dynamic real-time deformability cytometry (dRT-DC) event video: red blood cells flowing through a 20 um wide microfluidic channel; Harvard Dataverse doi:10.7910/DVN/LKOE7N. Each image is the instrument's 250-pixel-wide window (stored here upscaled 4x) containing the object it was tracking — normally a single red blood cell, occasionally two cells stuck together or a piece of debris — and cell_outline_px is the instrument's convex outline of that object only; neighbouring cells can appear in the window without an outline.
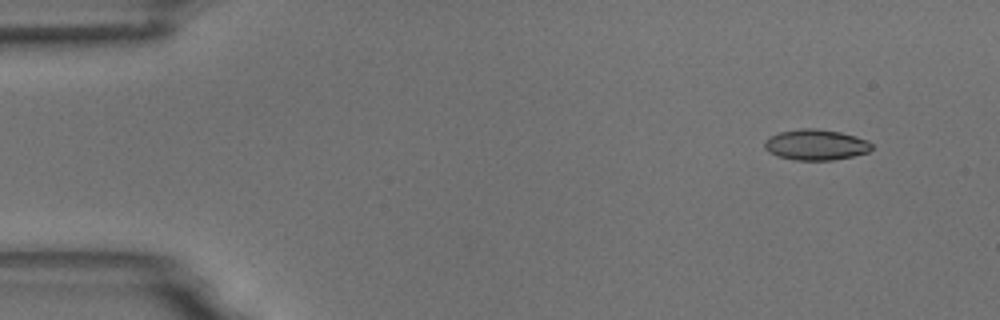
{"species": "common noctule bat (a hibernating species)", "species_latin": "Nyctalus noctula", "temperature_condition": "room temperature", "stored_images_in_passage": 4, "camera_frame_rate_fps": 3000, "um_per_image_px": 0.085, "animal": {"sex": "male", "body_mass_g": 18.8}, "frame": {"image": 1, "passage_image": 1, "time_ms": 0.0, "image_size_px": [1000, 320], "cell_outline_px": [[872, 148], [868, 152], [852, 156], [832, 160], [796, 160], [776, 156], [768, 152], [764, 148], [764, 140], [780, 132], [800, 128], [816, 128], [840, 132], [856, 136], [868, 140], [872, 144]], "centroid_in_image_um": [69.33, 12.3], "position_along_channel_um": 15.7, "area_um2": 19.25}}
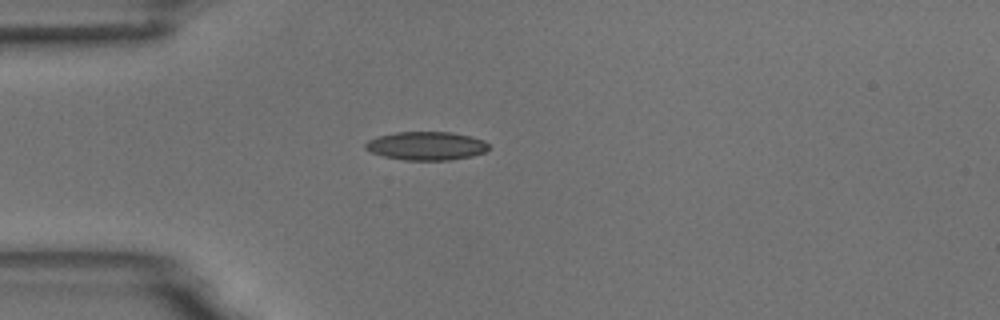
{"frame": {"image": 2, "passage_image": 4, "time_ms": 3.333, "image_size_px": [1000, 320], "cell_outline_px": [[488, 148], [484, 152], [472, 156], [448, 160], [404, 160], [384, 156], [372, 152], [364, 148], [364, 144], [368, 140], [376, 136], [396, 132], [452, 132], [484, 140], [488, 144]], "centroid_in_image_um": [36.21, 12.39], "position_along_channel_um": 48.8, "area_um2": 20.4}}